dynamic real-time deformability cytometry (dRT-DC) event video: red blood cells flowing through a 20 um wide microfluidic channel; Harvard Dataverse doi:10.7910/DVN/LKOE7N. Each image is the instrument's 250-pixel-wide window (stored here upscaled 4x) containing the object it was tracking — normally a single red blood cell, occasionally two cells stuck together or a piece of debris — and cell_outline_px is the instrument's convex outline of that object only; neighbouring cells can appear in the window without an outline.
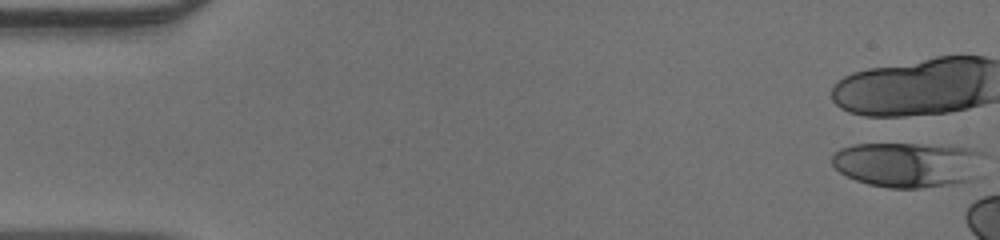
{"species": "human", "species_latin": "Homo sapiens", "temperature_condition": "warm", "stored_images_in_passage": 10, "camera_frame_rate_fps": 3000, "um_per_image_px": 0.085, "donor": {"sex": "male"}, "frame": {"image": 1, "passage_image": 1, "time_ms": 0.0, "image_size_px": [1000, 240], "cell_outline_px": [[984, 156], [968, 180], [948, 184], [920, 188], [888, 188], [868, 184], [856, 180], [840, 172], [832, 164], [832, 156], [840, 148], [856, 144], [948, 144], [976, 148], [984, 152]], "centroid_in_image_um": [77.14, 13.95], "position_along_channel_um": 7.9, "area_um2": 39.94}}